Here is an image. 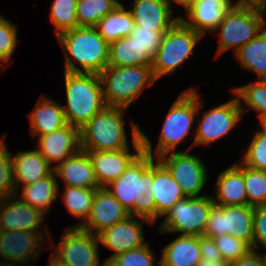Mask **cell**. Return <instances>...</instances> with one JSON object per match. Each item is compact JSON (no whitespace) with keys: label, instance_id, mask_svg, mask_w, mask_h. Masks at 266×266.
<instances>
[{"label":"cell","instance_id":"1","mask_svg":"<svg viewBox=\"0 0 266 266\" xmlns=\"http://www.w3.org/2000/svg\"><path fill=\"white\" fill-rule=\"evenodd\" d=\"M154 159L157 158L142 151L118 179L106 186L129 215L139 216L149 224H154L149 206L154 180Z\"/></svg>","mask_w":266,"mask_h":266},{"label":"cell","instance_id":"2","mask_svg":"<svg viewBox=\"0 0 266 266\" xmlns=\"http://www.w3.org/2000/svg\"><path fill=\"white\" fill-rule=\"evenodd\" d=\"M57 39L65 54L66 72L99 74L108 65L109 44L95 27H76ZM70 55L82 69L76 67Z\"/></svg>","mask_w":266,"mask_h":266},{"label":"cell","instance_id":"3","mask_svg":"<svg viewBox=\"0 0 266 266\" xmlns=\"http://www.w3.org/2000/svg\"><path fill=\"white\" fill-rule=\"evenodd\" d=\"M199 99V95L193 88L182 92L167 113L154 155L150 139L141 131L143 152L158 158L162 154L175 151L178 143L187 137L193 123L197 120L194 117L204 103V100Z\"/></svg>","mask_w":266,"mask_h":266},{"label":"cell","instance_id":"4","mask_svg":"<svg viewBox=\"0 0 266 266\" xmlns=\"http://www.w3.org/2000/svg\"><path fill=\"white\" fill-rule=\"evenodd\" d=\"M67 105L63 108L68 124L81 128L105 106L99 74L66 72Z\"/></svg>","mask_w":266,"mask_h":266},{"label":"cell","instance_id":"5","mask_svg":"<svg viewBox=\"0 0 266 266\" xmlns=\"http://www.w3.org/2000/svg\"><path fill=\"white\" fill-rule=\"evenodd\" d=\"M106 106L129 108L146 86L157 81L151 66H106L99 73ZM105 86V87H104Z\"/></svg>","mask_w":266,"mask_h":266},{"label":"cell","instance_id":"6","mask_svg":"<svg viewBox=\"0 0 266 266\" xmlns=\"http://www.w3.org/2000/svg\"><path fill=\"white\" fill-rule=\"evenodd\" d=\"M266 13L256 4H234L215 29L219 30L217 56L233 49L236 53L265 29Z\"/></svg>","mask_w":266,"mask_h":266},{"label":"cell","instance_id":"7","mask_svg":"<svg viewBox=\"0 0 266 266\" xmlns=\"http://www.w3.org/2000/svg\"><path fill=\"white\" fill-rule=\"evenodd\" d=\"M127 108L105 106L80 128L81 150L117 151L127 149L123 114Z\"/></svg>","mask_w":266,"mask_h":266},{"label":"cell","instance_id":"8","mask_svg":"<svg viewBox=\"0 0 266 266\" xmlns=\"http://www.w3.org/2000/svg\"><path fill=\"white\" fill-rule=\"evenodd\" d=\"M201 37V34L179 19L163 34L156 56L153 58L151 68L155 79L174 73L191 55Z\"/></svg>","mask_w":266,"mask_h":266},{"label":"cell","instance_id":"9","mask_svg":"<svg viewBox=\"0 0 266 266\" xmlns=\"http://www.w3.org/2000/svg\"><path fill=\"white\" fill-rule=\"evenodd\" d=\"M214 205L212 196L208 195L178 200L166 212L165 220L158 230L162 234L181 232V235L202 236Z\"/></svg>","mask_w":266,"mask_h":266},{"label":"cell","instance_id":"10","mask_svg":"<svg viewBox=\"0 0 266 266\" xmlns=\"http://www.w3.org/2000/svg\"><path fill=\"white\" fill-rule=\"evenodd\" d=\"M253 206L214 205L209 213L204 236L209 238L232 235L247 242L253 241Z\"/></svg>","mask_w":266,"mask_h":266},{"label":"cell","instance_id":"11","mask_svg":"<svg viewBox=\"0 0 266 266\" xmlns=\"http://www.w3.org/2000/svg\"><path fill=\"white\" fill-rule=\"evenodd\" d=\"M97 235L79 227L64 231L60 242L53 246L52 257L65 266H106L99 259Z\"/></svg>","mask_w":266,"mask_h":266},{"label":"cell","instance_id":"12","mask_svg":"<svg viewBox=\"0 0 266 266\" xmlns=\"http://www.w3.org/2000/svg\"><path fill=\"white\" fill-rule=\"evenodd\" d=\"M157 159L173 176L186 197L205 196L200 193L208 180V174L206 165L199 157L188 151H172Z\"/></svg>","mask_w":266,"mask_h":266},{"label":"cell","instance_id":"13","mask_svg":"<svg viewBox=\"0 0 266 266\" xmlns=\"http://www.w3.org/2000/svg\"><path fill=\"white\" fill-rule=\"evenodd\" d=\"M132 124V143L136 153H131L129 148L117 151H84L94 169L100 187L108 186L118 179L130 163L143 151L141 129L134 122Z\"/></svg>","mask_w":266,"mask_h":266},{"label":"cell","instance_id":"14","mask_svg":"<svg viewBox=\"0 0 266 266\" xmlns=\"http://www.w3.org/2000/svg\"><path fill=\"white\" fill-rule=\"evenodd\" d=\"M245 110L237 97L217 107L203 112L196 135L190 148L208 145L219 140L235 128Z\"/></svg>","mask_w":266,"mask_h":266},{"label":"cell","instance_id":"15","mask_svg":"<svg viewBox=\"0 0 266 266\" xmlns=\"http://www.w3.org/2000/svg\"><path fill=\"white\" fill-rule=\"evenodd\" d=\"M46 233L0 231V257L8 261L0 262V266H20L18 263L25 264L26 261L36 259L39 256V249L47 244L44 243Z\"/></svg>","mask_w":266,"mask_h":266},{"label":"cell","instance_id":"16","mask_svg":"<svg viewBox=\"0 0 266 266\" xmlns=\"http://www.w3.org/2000/svg\"><path fill=\"white\" fill-rule=\"evenodd\" d=\"M130 215L123 221L115 223L97 234L99 243L109 248L114 253L103 262L106 264L112 257L126 251L141 247L144 241L143 223L139 216ZM135 218V219H134Z\"/></svg>","mask_w":266,"mask_h":266},{"label":"cell","instance_id":"17","mask_svg":"<svg viewBox=\"0 0 266 266\" xmlns=\"http://www.w3.org/2000/svg\"><path fill=\"white\" fill-rule=\"evenodd\" d=\"M128 216L129 212L113 194L106 187H101L96 189L90 214L79 228L97 235Z\"/></svg>","mask_w":266,"mask_h":266},{"label":"cell","instance_id":"18","mask_svg":"<svg viewBox=\"0 0 266 266\" xmlns=\"http://www.w3.org/2000/svg\"><path fill=\"white\" fill-rule=\"evenodd\" d=\"M17 195L18 193L0 201V231H32L43 234L41 229L39 232V228L45 214L18 199Z\"/></svg>","mask_w":266,"mask_h":266},{"label":"cell","instance_id":"19","mask_svg":"<svg viewBox=\"0 0 266 266\" xmlns=\"http://www.w3.org/2000/svg\"><path fill=\"white\" fill-rule=\"evenodd\" d=\"M38 137L37 150L49 164H59L81 150L80 129L70 124Z\"/></svg>","mask_w":266,"mask_h":266},{"label":"cell","instance_id":"20","mask_svg":"<svg viewBox=\"0 0 266 266\" xmlns=\"http://www.w3.org/2000/svg\"><path fill=\"white\" fill-rule=\"evenodd\" d=\"M154 161V180L151 190L149 206L152 211V222L166 212L178 201L186 196L169 171L156 159Z\"/></svg>","mask_w":266,"mask_h":266},{"label":"cell","instance_id":"21","mask_svg":"<svg viewBox=\"0 0 266 266\" xmlns=\"http://www.w3.org/2000/svg\"><path fill=\"white\" fill-rule=\"evenodd\" d=\"M234 5L231 0H193L186 12L188 19H180L202 36L205 32H215L225 13Z\"/></svg>","mask_w":266,"mask_h":266},{"label":"cell","instance_id":"22","mask_svg":"<svg viewBox=\"0 0 266 266\" xmlns=\"http://www.w3.org/2000/svg\"><path fill=\"white\" fill-rule=\"evenodd\" d=\"M55 175L59 176L65 186L87 189H99L94 169L87 154L80 150L76 155L53 166Z\"/></svg>","mask_w":266,"mask_h":266},{"label":"cell","instance_id":"23","mask_svg":"<svg viewBox=\"0 0 266 266\" xmlns=\"http://www.w3.org/2000/svg\"><path fill=\"white\" fill-rule=\"evenodd\" d=\"M15 192H19V183L23 186L35 183L53 172V167L39 153L37 149L31 151H20L12 154Z\"/></svg>","mask_w":266,"mask_h":266},{"label":"cell","instance_id":"24","mask_svg":"<svg viewBox=\"0 0 266 266\" xmlns=\"http://www.w3.org/2000/svg\"><path fill=\"white\" fill-rule=\"evenodd\" d=\"M215 205H247L248 198L243 177V163H234L223 170L216 182Z\"/></svg>","mask_w":266,"mask_h":266},{"label":"cell","instance_id":"25","mask_svg":"<svg viewBox=\"0 0 266 266\" xmlns=\"http://www.w3.org/2000/svg\"><path fill=\"white\" fill-rule=\"evenodd\" d=\"M130 9L135 25L147 29H170L180 17L173 18V11L163 0H133Z\"/></svg>","mask_w":266,"mask_h":266},{"label":"cell","instance_id":"26","mask_svg":"<svg viewBox=\"0 0 266 266\" xmlns=\"http://www.w3.org/2000/svg\"><path fill=\"white\" fill-rule=\"evenodd\" d=\"M62 107L55 100L42 95L34 109L28 114L32 135H47L66 126L68 123Z\"/></svg>","mask_w":266,"mask_h":266},{"label":"cell","instance_id":"27","mask_svg":"<svg viewBox=\"0 0 266 266\" xmlns=\"http://www.w3.org/2000/svg\"><path fill=\"white\" fill-rule=\"evenodd\" d=\"M162 266H199V236L180 235L162 250Z\"/></svg>","mask_w":266,"mask_h":266},{"label":"cell","instance_id":"28","mask_svg":"<svg viewBox=\"0 0 266 266\" xmlns=\"http://www.w3.org/2000/svg\"><path fill=\"white\" fill-rule=\"evenodd\" d=\"M153 59L130 36L109 44L108 66H151Z\"/></svg>","mask_w":266,"mask_h":266},{"label":"cell","instance_id":"29","mask_svg":"<svg viewBox=\"0 0 266 266\" xmlns=\"http://www.w3.org/2000/svg\"><path fill=\"white\" fill-rule=\"evenodd\" d=\"M135 22L130 10L121 2L96 24L95 28L102 38L110 44L120 38L129 36L134 30Z\"/></svg>","mask_w":266,"mask_h":266},{"label":"cell","instance_id":"30","mask_svg":"<svg viewBox=\"0 0 266 266\" xmlns=\"http://www.w3.org/2000/svg\"><path fill=\"white\" fill-rule=\"evenodd\" d=\"M58 186L57 177L53 171L49 176L23 186L21 200L45 214L53 201L58 198Z\"/></svg>","mask_w":266,"mask_h":266},{"label":"cell","instance_id":"31","mask_svg":"<svg viewBox=\"0 0 266 266\" xmlns=\"http://www.w3.org/2000/svg\"><path fill=\"white\" fill-rule=\"evenodd\" d=\"M235 57L247 71L257 74L258 80H266V28L242 46Z\"/></svg>","mask_w":266,"mask_h":266},{"label":"cell","instance_id":"32","mask_svg":"<svg viewBox=\"0 0 266 266\" xmlns=\"http://www.w3.org/2000/svg\"><path fill=\"white\" fill-rule=\"evenodd\" d=\"M120 0H78L76 6L78 27H95Z\"/></svg>","mask_w":266,"mask_h":266},{"label":"cell","instance_id":"33","mask_svg":"<svg viewBox=\"0 0 266 266\" xmlns=\"http://www.w3.org/2000/svg\"><path fill=\"white\" fill-rule=\"evenodd\" d=\"M95 192L96 189L65 186L62 195L64 205L72 215L84 220L74 227H79L87 220L91 211Z\"/></svg>","mask_w":266,"mask_h":266},{"label":"cell","instance_id":"34","mask_svg":"<svg viewBox=\"0 0 266 266\" xmlns=\"http://www.w3.org/2000/svg\"><path fill=\"white\" fill-rule=\"evenodd\" d=\"M78 0H53L50 20L55 25V35L78 27L76 6Z\"/></svg>","mask_w":266,"mask_h":266},{"label":"cell","instance_id":"35","mask_svg":"<svg viewBox=\"0 0 266 266\" xmlns=\"http://www.w3.org/2000/svg\"><path fill=\"white\" fill-rule=\"evenodd\" d=\"M238 102L244 101L247 106L259 112L260 122L266 118V80H257L233 89Z\"/></svg>","mask_w":266,"mask_h":266},{"label":"cell","instance_id":"36","mask_svg":"<svg viewBox=\"0 0 266 266\" xmlns=\"http://www.w3.org/2000/svg\"><path fill=\"white\" fill-rule=\"evenodd\" d=\"M243 177L248 205H266V172L250 168L243 164Z\"/></svg>","mask_w":266,"mask_h":266},{"label":"cell","instance_id":"37","mask_svg":"<svg viewBox=\"0 0 266 266\" xmlns=\"http://www.w3.org/2000/svg\"><path fill=\"white\" fill-rule=\"evenodd\" d=\"M5 136L0 139V201L16 194L12 153L8 151Z\"/></svg>","mask_w":266,"mask_h":266},{"label":"cell","instance_id":"38","mask_svg":"<svg viewBox=\"0 0 266 266\" xmlns=\"http://www.w3.org/2000/svg\"><path fill=\"white\" fill-rule=\"evenodd\" d=\"M213 240L223 261L228 264L248 255L253 250L247 242L229 234L214 237Z\"/></svg>","mask_w":266,"mask_h":266},{"label":"cell","instance_id":"39","mask_svg":"<svg viewBox=\"0 0 266 266\" xmlns=\"http://www.w3.org/2000/svg\"><path fill=\"white\" fill-rule=\"evenodd\" d=\"M151 251L149 243L145 245L126 251L112 257L106 266H154L156 257Z\"/></svg>","mask_w":266,"mask_h":266},{"label":"cell","instance_id":"40","mask_svg":"<svg viewBox=\"0 0 266 266\" xmlns=\"http://www.w3.org/2000/svg\"><path fill=\"white\" fill-rule=\"evenodd\" d=\"M244 154L242 163L250 168L266 172V130H258Z\"/></svg>","mask_w":266,"mask_h":266},{"label":"cell","instance_id":"41","mask_svg":"<svg viewBox=\"0 0 266 266\" xmlns=\"http://www.w3.org/2000/svg\"><path fill=\"white\" fill-rule=\"evenodd\" d=\"M17 43V26L0 15V71L12 58ZM3 65V66H2Z\"/></svg>","mask_w":266,"mask_h":266},{"label":"cell","instance_id":"42","mask_svg":"<svg viewBox=\"0 0 266 266\" xmlns=\"http://www.w3.org/2000/svg\"><path fill=\"white\" fill-rule=\"evenodd\" d=\"M169 29H147L139 25L134 26V30L129 34L131 38L146 50V53L153 59L161 44L163 34Z\"/></svg>","mask_w":266,"mask_h":266},{"label":"cell","instance_id":"43","mask_svg":"<svg viewBox=\"0 0 266 266\" xmlns=\"http://www.w3.org/2000/svg\"><path fill=\"white\" fill-rule=\"evenodd\" d=\"M252 225H253V241H252L253 250L258 252L260 247L266 249V205L253 207Z\"/></svg>","mask_w":266,"mask_h":266},{"label":"cell","instance_id":"44","mask_svg":"<svg viewBox=\"0 0 266 266\" xmlns=\"http://www.w3.org/2000/svg\"><path fill=\"white\" fill-rule=\"evenodd\" d=\"M201 260L223 261V258L215 245L213 238L204 235L199 236Z\"/></svg>","mask_w":266,"mask_h":266},{"label":"cell","instance_id":"45","mask_svg":"<svg viewBox=\"0 0 266 266\" xmlns=\"http://www.w3.org/2000/svg\"><path fill=\"white\" fill-rule=\"evenodd\" d=\"M229 266H265V254L261 255L252 250L248 255L229 263Z\"/></svg>","mask_w":266,"mask_h":266},{"label":"cell","instance_id":"46","mask_svg":"<svg viewBox=\"0 0 266 266\" xmlns=\"http://www.w3.org/2000/svg\"><path fill=\"white\" fill-rule=\"evenodd\" d=\"M171 1H174L185 7V10L188 11L193 0H163V2L171 9Z\"/></svg>","mask_w":266,"mask_h":266},{"label":"cell","instance_id":"47","mask_svg":"<svg viewBox=\"0 0 266 266\" xmlns=\"http://www.w3.org/2000/svg\"><path fill=\"white\" fill-rule=\"evenodd\" d=\"M199 266H229L225 261L201 260Z\"/></svg>","mask_w":266,"mask_h":266},{"label":"cell","instance_id":"48","mask_svg":"<svg viewBox=\"0 0 266 266\" xmlns=\"http://www.w3.org/2000/svg\"><path fill=\"white\" fill-rule=\"evenodd\" d=\"M263 0H239L236 4H256L260 5Z\"/></svg>","mask_w":266,"mask_h":266},{"label":"cell","instance_id":"49","mask_svg":"<svg viewBox=\"0 0 266 266\" xmlns=\"http://www.w3.org/2000/svg\"><path fill=\"white\" fill-rule=\"evenodd\" d=\"M49 266H65L57 262L52 256L49 257Z\"/></svg>","mask_w":266,"mask_h":266},{"label":"cell","instance_id":"50","mask_svg":"<svg viewBox=\"0 0 266 266\" xmlns=\"http://www.w3.org/2000/svg\"><path fill=\"white\" fill-rule=\"evenodd\" d=\"M259 6L266 13V0H263Z\"/></svg>","mask_w":266,"mask_h":266},{"label":"cell","instance_id":"51","mask_svg":"<svg viewBox=\"0 0 266 266\" xmlns=\"http://www.w3.org/2000/svg\"><path fill=\"white\" fill-rule=\"evenodd\" d=\"M260 124L262 125V127L266 130V118H264Z\"/></svg>","mask_w":266,"mask_h":266}]
</instances>
